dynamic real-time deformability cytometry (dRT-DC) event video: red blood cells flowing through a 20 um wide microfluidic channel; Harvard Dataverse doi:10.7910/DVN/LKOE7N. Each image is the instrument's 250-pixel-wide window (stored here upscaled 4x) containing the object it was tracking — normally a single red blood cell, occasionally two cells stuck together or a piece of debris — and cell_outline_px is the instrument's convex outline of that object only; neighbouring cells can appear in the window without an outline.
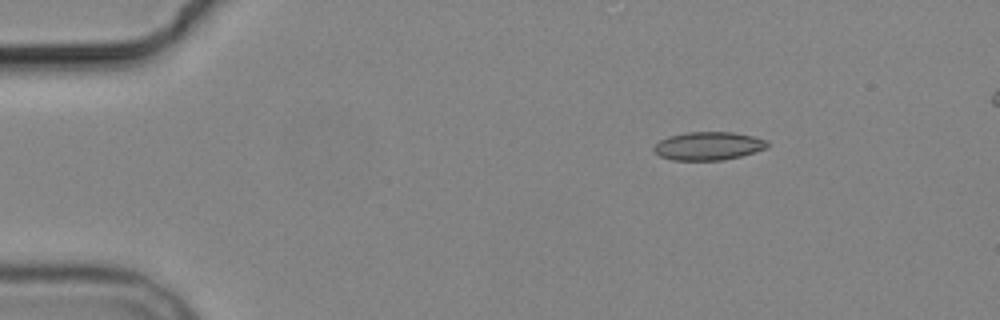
{"species": "common noctule bat (a hibernating species)", "species_latin": "Nyctalus noctula", "temperature_condition": "cold", "stored_images_in_passage": 5, "camera_frame_rate_fps": 3000, "um_per_image_px": 0.085, "animal": {"sex": "male", "body_mass_g": 19.2, "forearm_length_mm": 51.8}, "frame": {"image": 1, "passage_image": 2, "time_ms": 1.667, "image_size_px": [1000, 320], "cell_outline_px": [[768, 148], [740, 156], [724, 160], [672, 160], [660, 156], [652, 148], [660, 140], [668, 136], [684, 132], [732, 132], [752, 136], [768, 140]], "centroid_in_image_um": [60.21, 12.4], "position_along_channel_um": 24.8, "area_um2": 18.73}}